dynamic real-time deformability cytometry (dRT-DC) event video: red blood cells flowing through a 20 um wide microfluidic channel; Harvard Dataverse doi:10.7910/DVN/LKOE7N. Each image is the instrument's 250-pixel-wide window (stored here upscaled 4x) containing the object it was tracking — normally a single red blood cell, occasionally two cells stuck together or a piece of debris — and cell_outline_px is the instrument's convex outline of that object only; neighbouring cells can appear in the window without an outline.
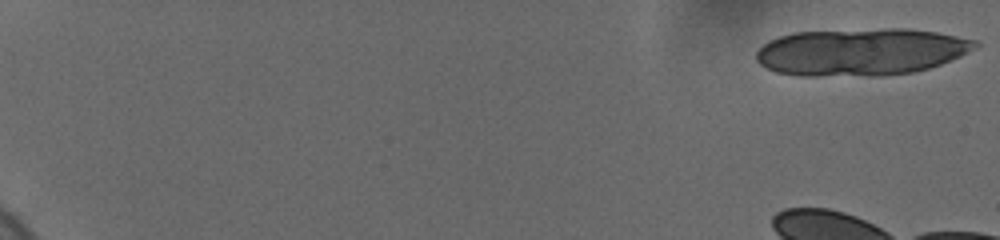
{"species": "human", "species_latin": "Homo sapiens", "temperature_condition": "cold", "stored_images_in_passage": 8, "camera_frame_rate_fps": 3000, "um_per_image_px": 0.085, "donor": {"sex": "female"}, "frame": {"image": 1, "passage_image": 1, "time_ms": 0.0, "image_size_px": [1000, 240], "cell_outline_px": [[980, 44], [968, 52], [960, 56], [940, 64], [928, 68], [912, 72], [880, 76], [800, 76], [776, 72], [760, 64], [756, 60], [756, 52], [768, 40], [780, 36], [796, 32], [884, 28], [908, 28], [936, 32], [976, 40]], "centroid_in_image_um": [73.17, 4.41], "position_along_channel_um": 11.8, "area_um2": 60.46}}